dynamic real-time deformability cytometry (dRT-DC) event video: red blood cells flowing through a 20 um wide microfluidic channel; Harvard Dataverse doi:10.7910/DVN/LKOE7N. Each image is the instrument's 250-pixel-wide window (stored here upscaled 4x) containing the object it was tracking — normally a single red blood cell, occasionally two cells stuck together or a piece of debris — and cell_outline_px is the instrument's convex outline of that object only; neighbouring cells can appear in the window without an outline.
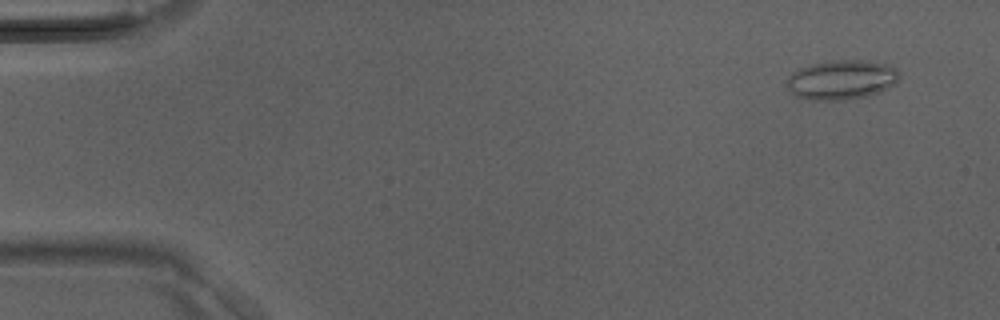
{"species": "Egyptian fruit bat (a non-hibernating species)", "species_latin": "Rousettus aegyptiacus", "temperature_condition": "room temperature", "stored_images_in_passage": 13, "camera_frame_rate_fps": 3000, "um_per_image_px": 0.085, "animal": {"sex": "male"}, "frame": {"image": 1, "passage_image": 3, "time_ms": 0.667, "image_size_px": [1000, 320], "cell_outline_px": [[900, 76], [896, 84], [880, 92], [868, 96], [844, 100], [816, 100], [792, 96], [788, 88], [788, 80], [792, 72], [800, 68], [812, 64], [836, 60], [868, 60], [884, 64], [896, 68], [900, 72]], "centroid_in_image_um": [71.56, 6.79], "position_along_channel_um": 13.4, "area_um2": 26.01}}
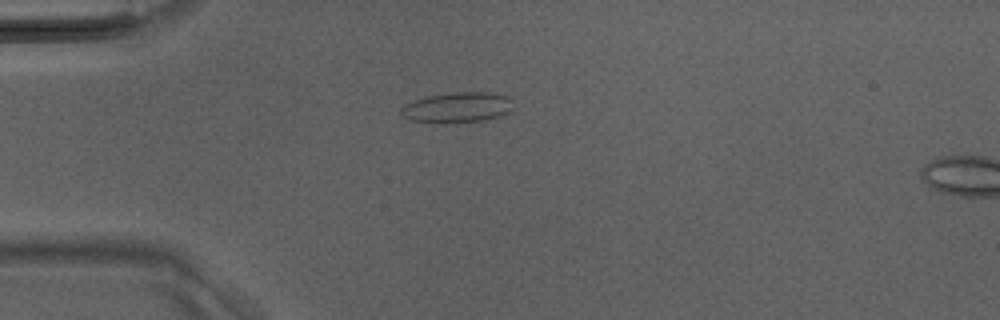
{"frame": {"image": 2, "passage_image": 11, "time_ms": 3.333, "image_size_px": [1000, 320], "cell_outline_px": [[512, 108], [508, 112], [484, 120], [408, 120], [400, 112], [400, 108], [412, 100], [428, 96], [452, 92], [488, 92], [508, 96], [512, 100]], "centroid_in_image_um": [38.89, 9.07], "position_along_channel_um": 46.1, "area_um2": 18.9}}